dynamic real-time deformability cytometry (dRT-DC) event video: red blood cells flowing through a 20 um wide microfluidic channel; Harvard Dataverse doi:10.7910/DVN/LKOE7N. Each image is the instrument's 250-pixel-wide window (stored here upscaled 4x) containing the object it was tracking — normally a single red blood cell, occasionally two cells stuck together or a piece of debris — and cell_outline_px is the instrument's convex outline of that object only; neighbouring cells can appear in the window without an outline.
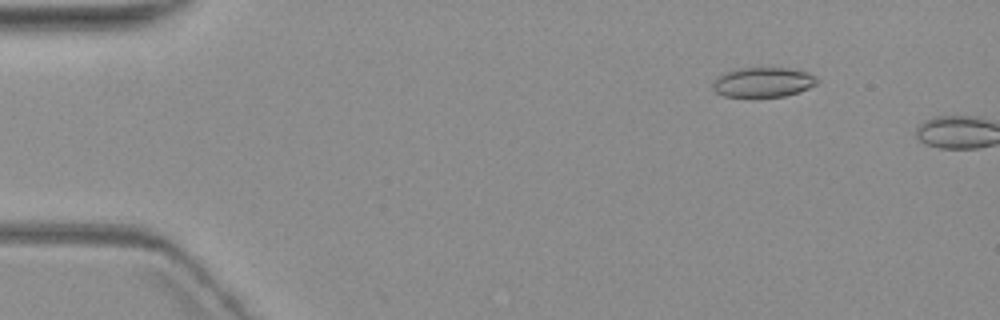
{"species": "common noctule bat (a hibernating species)", "species_latin": "Nyctalus noctula", "temperature_condition": "warm", "stored_images_in_passage": 4, "camera_frame_rate_fps": 3000, "um_per_image_px": 0.085, "animal": {"sex": "female", "body_mass_g": 19.3, "forearm_length_mm": 54.1}, "frame": {"image": 1, "passage_image": 3, "time_ms": 2.333, "image_size_px": [1000, 320], "cell_outline_px": [[820, 80], [816, 84], [808, 88], [784, 96], [724, 96], [716, 92], [712, 88], [712, 84], [724, 72], [740, 68], [784, 68], [808, 72]], "centroid_in_image_um": [64.86, 6.98], "position_along_channel_um": 20.1, "area_um2": 17.74}}